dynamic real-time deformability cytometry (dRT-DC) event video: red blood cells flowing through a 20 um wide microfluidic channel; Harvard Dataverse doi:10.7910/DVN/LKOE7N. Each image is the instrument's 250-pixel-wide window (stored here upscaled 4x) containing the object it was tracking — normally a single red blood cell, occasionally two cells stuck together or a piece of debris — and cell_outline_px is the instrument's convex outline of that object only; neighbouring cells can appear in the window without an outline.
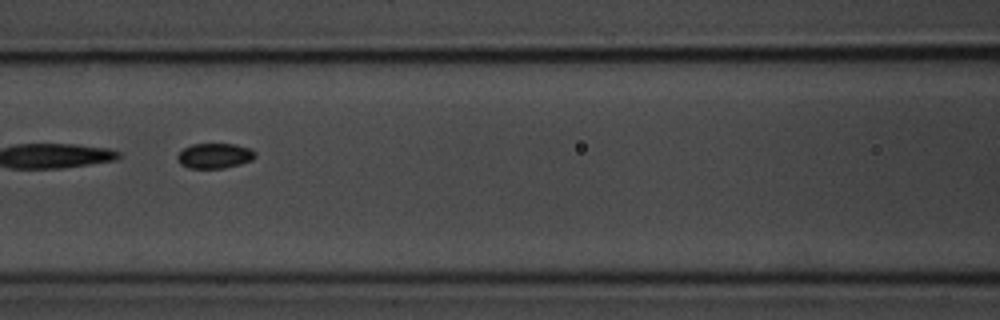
{"species": "common noctule bat (a hibernating species)", "species_latin": "Nyctalus noctula", "temperature_condition": "room temperature", "stored_images_in_passage": 11, "segment_of_instrument_passage": [2, 2], "camera_frame_rate_fps": 3000, "um_per_image_px": 0.085, "animal": {"sex": "male", "body_mass_g": 20.1, "forearm_length_mm": 53.5}, "frame": {"image": 1, "passage_image": 7, "time_ms": 7.667, "image_size_px": [1000, 320], "cell_outline_px": [[256, 156], [252, 160], [240, 164], [224, 168], [188, 168], [180, 164], [176, 156], [184, 148], [192, 144], [236, 144], [252, 148], [256, 152]], "centroid_in_image_um": [18.27, 13.24], "position_along_channel_um": 148.3, "area_um2": 11.5}}